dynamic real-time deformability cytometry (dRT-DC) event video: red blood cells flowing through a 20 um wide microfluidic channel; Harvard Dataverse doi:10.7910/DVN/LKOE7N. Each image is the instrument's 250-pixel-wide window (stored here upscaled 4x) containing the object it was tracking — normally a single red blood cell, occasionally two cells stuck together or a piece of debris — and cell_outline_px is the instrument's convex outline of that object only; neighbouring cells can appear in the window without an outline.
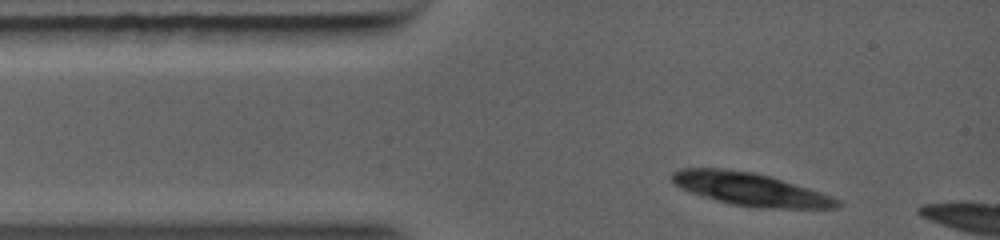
{"species": "common noctule bat (a hibernating species)", "species_latin": "Nyctalus noctula", "temperature_condition": "warm", "stored_images_in_passage": 2, "camera_frame_rate_fps": 5000, "um_per_image_px": 0.085, "animal": {"sex": "female", "body_mass_g": 19.0, "forearm_length_mm": 56.7}, "frame": {"image": 1, "passage_image": 1, "time_ms": 0.0, "image_size_px": [1000, 240], "cell_outline_px": [[836, 204], [824, 208], [792, 208], [736, 204], [720, 200], [684, 188], [676, 184], [672, 180], [672, 176], [676, 172], [696, 168], [708, 168], [744, 172], [764, 176], [836, 200]], "centroid_in_image_um": [63.63, 16.08], "position_along_channel_um": 21.4, "area_um2": 27.8}}